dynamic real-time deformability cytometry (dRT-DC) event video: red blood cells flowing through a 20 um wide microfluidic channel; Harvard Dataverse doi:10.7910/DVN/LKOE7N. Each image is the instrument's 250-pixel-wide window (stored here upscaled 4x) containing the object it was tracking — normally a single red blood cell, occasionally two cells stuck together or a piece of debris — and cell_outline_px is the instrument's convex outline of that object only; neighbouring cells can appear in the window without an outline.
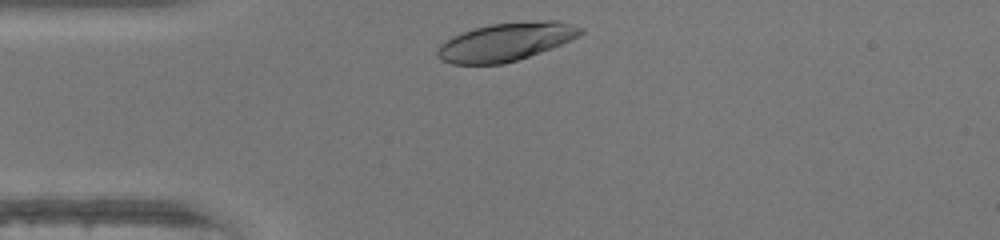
{"species": "human", "species_latin": "Homo sapiens", "temperature_condition": "warm", "stored_images_in_passage": 27, "camera_frame_rate_fps": 3000, "um_per_image_px": 0.085, "donor": {"sex": "female"}, "frame": {"image": 1, "passage_image": 2, "time_ms": 0.333, "image_size_px": [1000, 240], "cell_outline_px": [[584, 32], [560, 44], [540, 52], [504, 64], [452, 64], [440, 60], [436, 56], [436, 48], [444, 40], [452, 36], [488, 24], [548, 20], [560, 20], [584, 28]], "centroid_in_image_um": [42.95, 3.56], "position_along_channel_um": 42.1, "area_um2": 31.73}}
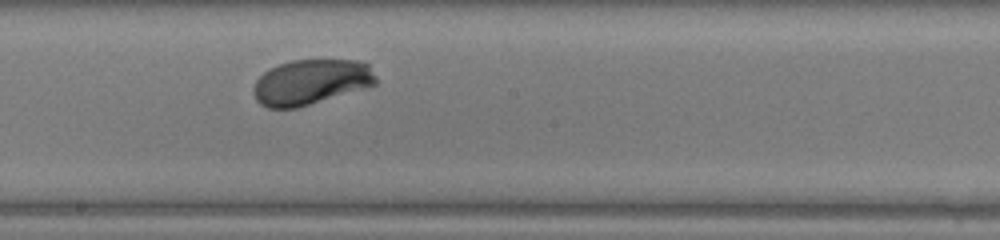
{"frame": {"image": 2, "passage_image": 16, "time_ms": 5.0, "image_size_px": [1000, 240], "cell_outline_px": [[376, 84], [364, 88], [296, 108], [268, 108], [260, 104], [256, 100], [252, 92], [252, 88], [256, 80], [264, 72], [280, 64], [292, 60], [360, 60], [368, 64], [376, 76]], "centroid_in_image_um": [26.41, 6.97], "position_along_channel_um": 221.8, "area_um2": 32.14}}
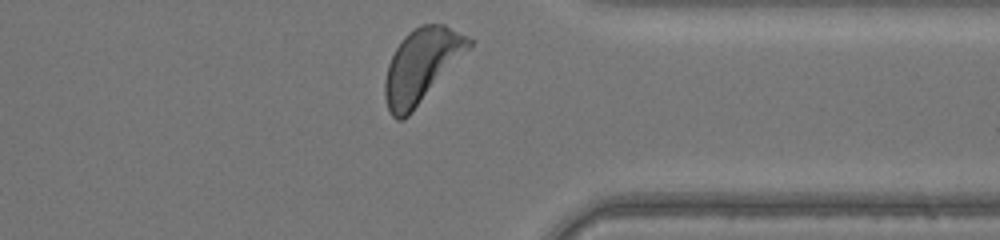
{"frame": {"image": 3, "passage_image": 27, "time_ms": 8.667, "image_size_px": [1000, 240], "cell_outline_px": [[476, 40], [412, 112], [404, 120], [396, 120], [392, 116], [388, 108], [384, 96], [384, 84], [388, 64], [396, 48], [404, 36], [408, 32], [420, 24], [444, 24]], "centroid_in_image_um": [35.81, 5.56], "position_along_channel_um": 375.6, "area_um2": 35.6}, "authors_computed_cell_mechanics": {"area_um2": 32.368, "velocity_mm_per_s": 4.3652, "shape_relaxation_time_tau1_ms": 1.5061, "shape_relaxation_time_tau2_ms": null, "deformation_change_tau1": 0.1359, "deformation_change_tau2": null}}